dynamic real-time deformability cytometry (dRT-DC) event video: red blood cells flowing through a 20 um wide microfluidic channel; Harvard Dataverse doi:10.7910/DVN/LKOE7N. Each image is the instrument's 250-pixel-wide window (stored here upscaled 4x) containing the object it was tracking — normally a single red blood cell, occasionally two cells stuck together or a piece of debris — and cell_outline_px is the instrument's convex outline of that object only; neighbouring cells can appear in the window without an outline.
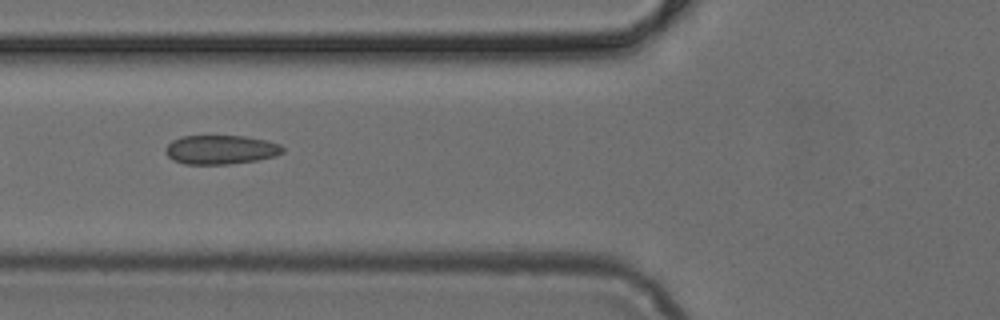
{"species": "common noctule bat (a hibernating species)", "species_latin": "Nyctalus noctula", "temperature_condition": "cold", "stored_images_in_passage": 5, "camera_frame_rate_fps": 3000, "um_per_image_px": 0.085, "animal": {"sex": "female", "body_mass_g": 24.6, "forearm_length_mm": 56.2}, "frame": {"image": 1, "passage_image": 5, "time_ms": 1.333, "image_size_px": [1000, 320], "cell_outline_px": [[284, 152], [276, 156], [256, 160], [228, 164], [184, 164], [172, 160], [164, 152], [164, 148], [172, 140], [180, 136], [244, 136], [264, 140], [280, 144], [284, 148]], "centroid_in_image_um": [18.73, 12.72], "position_along_channel_um": 107.1, "area_um2": 19.94}}